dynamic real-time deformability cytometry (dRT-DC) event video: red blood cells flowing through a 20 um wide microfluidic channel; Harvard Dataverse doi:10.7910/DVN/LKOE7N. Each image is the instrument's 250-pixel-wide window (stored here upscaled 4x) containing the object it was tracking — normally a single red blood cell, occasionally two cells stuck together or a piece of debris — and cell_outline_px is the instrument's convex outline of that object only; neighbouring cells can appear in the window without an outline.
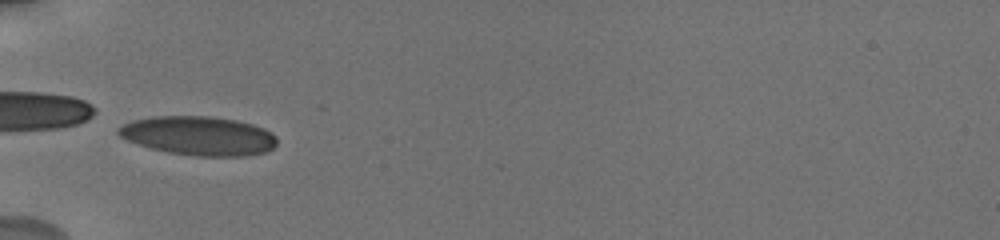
{"species": "human", "species_latin": "Homo sapiens", "temperature_condition": "cold", "stored_images_in_passage": 17, "camera_frame_rate_fps": 3000, "um_per_image_px": 0.085, "donor": {"sex": "male"}, "frame": {"image": 1, "passage_image": 1, "time_ms": 0.0, "image_size_px": [1000, 240], "cell_outline_px": [[276, 144], [268, 152], [248, 156], [196, 156], [168, 152], [152, 148], [128, 140], [120, 136], [116, 132], [116, 128], [132, 120], [152, 116], [212, 116], [236, 120], [252, 124], [264, 128], [276, 136]], "centroid_in_image_um": [16.91, 11.54], "position_along_channel_um": 68.1, "area_um2": 36.13}}
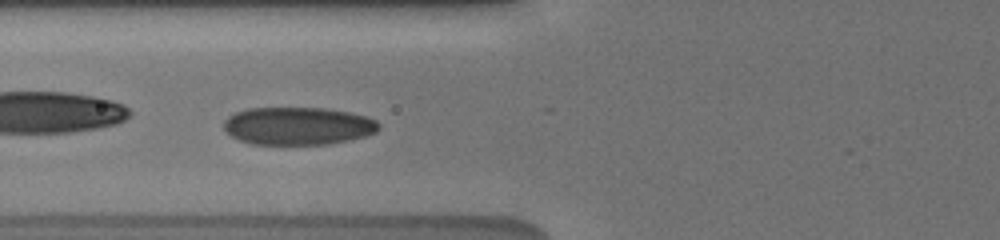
{"frame": {"image": 2, "passage_image": 3, "time_ms": 1.0, "image_size_px": [1000, 240], "cell_outline_px": [[380, 128], [376, 132], [364, 136], [348, 140], [328, 144], [252, 144], [240, 140], [224, 132], [224, 120], [228, 116], [236, 112], [248, 108], [324, 108], [348, 112], [368, 116], [376, 120], [380, 124]], "centroid_in_image_um": [25.32, 10.7], "position_along_channel_um": 100.5, "area_um2": 34.22}}
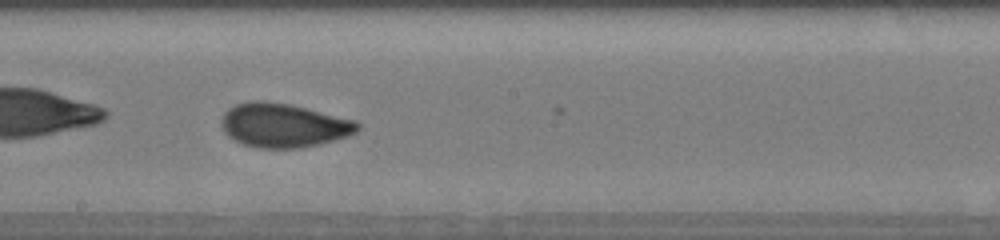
{"frame": {"image": 3, "passage_image": 14, "time_ms": 4.333, "image_size_px": [1000, 240], "cell_outline_px": [[360, 128], [356, 132], [348, 136], [316, 144], [296, 148], [260, 148], [244, 144], [228, 136], [224, 132], [224, 112], [228, 108], [236, 104], [248, 100], [260, 100], [288, 104], [356, 120], [360, 124]], "centroid_in_image_um": [24.11, 10.64], "position_along_channel_um": 224.1, "area_um2": 34.39}}